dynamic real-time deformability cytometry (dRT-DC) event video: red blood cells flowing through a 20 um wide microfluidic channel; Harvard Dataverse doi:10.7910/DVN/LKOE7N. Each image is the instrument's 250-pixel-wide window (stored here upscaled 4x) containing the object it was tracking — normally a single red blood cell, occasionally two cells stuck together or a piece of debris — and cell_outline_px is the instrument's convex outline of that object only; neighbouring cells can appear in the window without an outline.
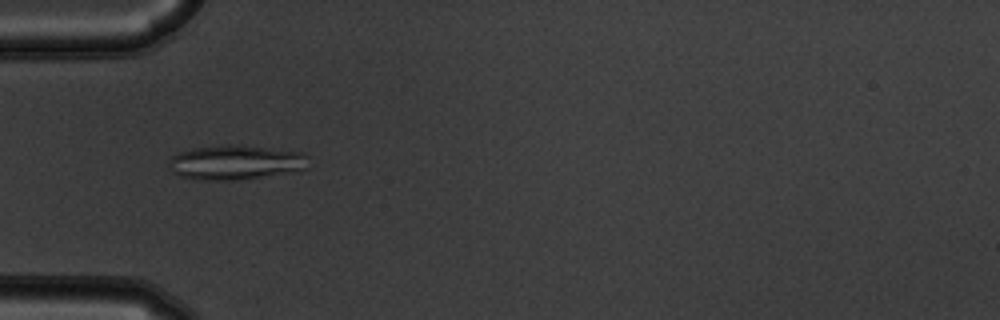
{"species": "common noctule bat (a hibernating species)", "species_latin": "Nyctalus noctula", "temperature_condition": "warm", "stored_images_in_passage": 55, "camera_frame_rate_fps": 3000, "um_per_image_px": 0.085, "animal": {"sex": "male", "body_mass_g": 19.5, "forearm_length_mm": 54.6}, "frame": {"image": 1, "passage_image": 18, "time_ms": 5.667, "image_size_px": [1000, 320], "cell_outline_px": [[308, 168], [236, 180], [196, 180], [180, 176], [172, 172], [168, 164], [168, 160], [176, 152], [192, 148], [228, 144], [304, 152], [308, 156]], "centroid_in_image_um": [19.95, 13.79], "position_along_channel_um": 65.1, "area_um2": 27.98}}
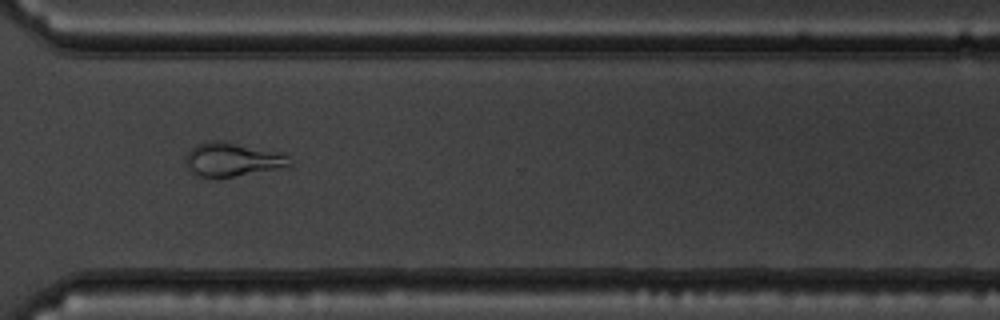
{"frame": {"image": 2, "passage_image": 41, "time_ms": 13.333, "image_size_px": [1000, 320], "cell_outline_px": [[292, 168], [232, 176], [200, 176], [192, 172], [188, 168], [184, 160], [184, 156], [196, 144], [208, 140], [224, 140], [284, 152], [288, 156], [292, 164]], "centroid_in_image_um": [19.85, 13.53], "position_along_channel_um": 350.8, "area_um2": 21.1}}
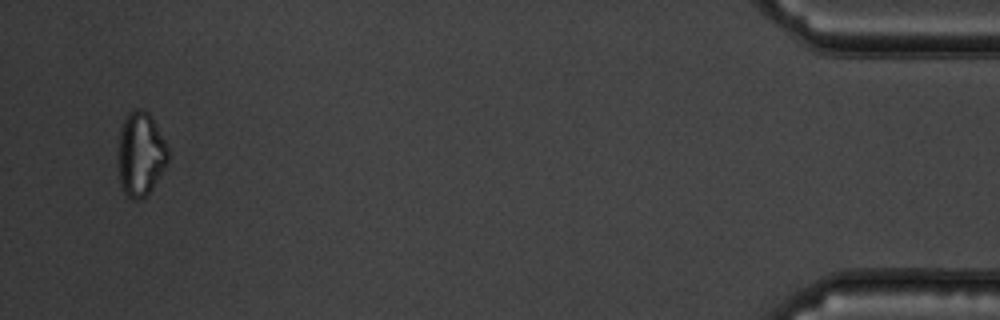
{"frame": {"image": 3, "passage_image": 53, "time_ms": 17.333, "image_size_px": [1000, 320], "cell_outline_px": [[168, 160], [164, 168], [152, 188], [140, 200], [132, 200], [124, 196], [120, 184], [116, 160], [120, 128], [128, 112], [136, 108], [140, 108], [148, 112], [152, 116], [168, 148]], "centroid_in_image_um": [11.9, 13.1], "position_along_channel_um": 423.3, "area_um2": 24.97}, "authors_computed_cell_mechanics": {"area_um2": 23.0044, "velocity_mm_per_s": 3.7437, "shape_relaxation_time_tau1_ms": null, "shape_relaxation_time_tau2_ms": 2.306, "deformation_change_tau1": null, "deformation_change_tau2": 0.0723}}